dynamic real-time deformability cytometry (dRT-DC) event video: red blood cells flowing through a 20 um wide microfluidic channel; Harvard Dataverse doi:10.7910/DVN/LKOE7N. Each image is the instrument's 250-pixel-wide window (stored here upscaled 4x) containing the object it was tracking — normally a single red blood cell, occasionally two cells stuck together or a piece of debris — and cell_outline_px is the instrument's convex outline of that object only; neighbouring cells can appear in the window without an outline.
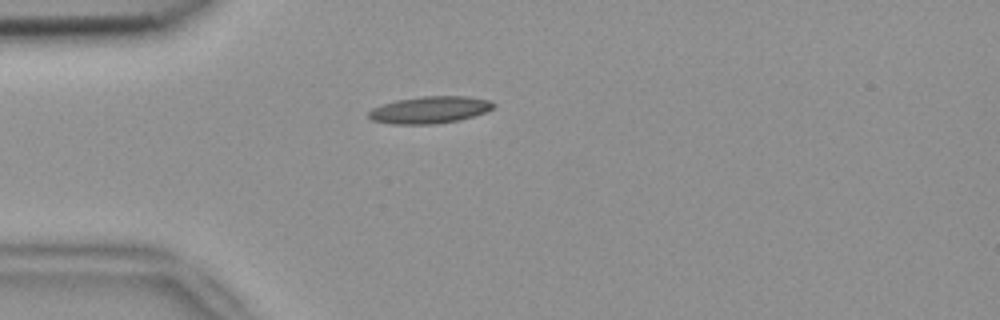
{"species": "common noctule bat (a hibernating species)", "species_latin": "Nyctalus noctula", "temperature_condition": "room temperature", "stored_images_in_passage": 3, "camera_frame_rate_fps": 3000, "um_per_image_px": 0.085, "animal": {"sex": "female", "body_mass_g": 18.4}, "frame": {"image": 1, "passage_image": 1, "time_ms": 0.0, "image_size_px": [1000, 320], "cell_outline_px": [[496, 104], [492, 108], [484, 112], [460, 120], [436, 124], [392, 124], [372, 120], [368, 116], [368, 112], [372, 108], [396, 100], [424, 96], [468, 96], [488, 100]], "centroid_in_image_um": [36.52, 9.34], "position_along_channel_um": 48.5, "area_um2": 19.54}}